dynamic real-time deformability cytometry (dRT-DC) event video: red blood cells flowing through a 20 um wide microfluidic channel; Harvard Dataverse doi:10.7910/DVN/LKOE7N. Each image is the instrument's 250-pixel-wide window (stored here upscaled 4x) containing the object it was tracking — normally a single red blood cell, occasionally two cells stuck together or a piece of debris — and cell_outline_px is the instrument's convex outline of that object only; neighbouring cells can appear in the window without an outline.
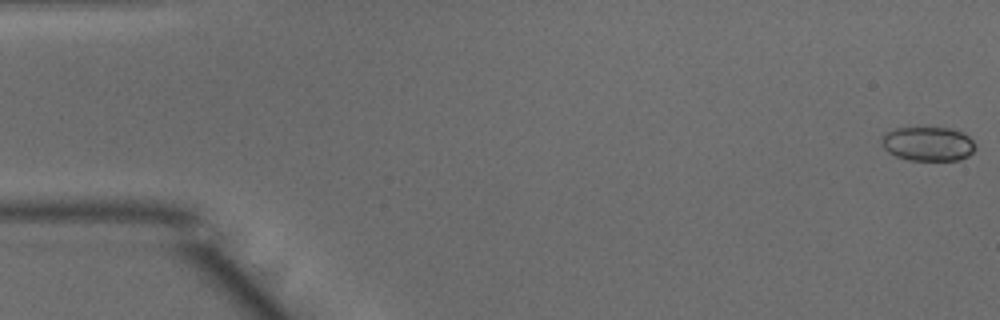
{"species": "common noctule bat (a hibernating species)", "species_latin": "Nyctalus noctula", "temperature_condition": "warm", "stored_images_in_passage": 50, "camera_frame_rate_fps": 3000, "um_per_image_px": 0.085, "animal": {"sex": "male", "body_mass_g": 15.6}, "frame": {"image": 1, "passage_image": 1, "time_ms": 0.0, "image_size_px": [1000, 320], "cell_outline_px": [[976, 148], [968, 156], [956, 160], [908, 160], [896, 156], [888, 152], [880, 144], [880, 140], [884, 132], [896, 128], [952, 128], [964, 132], [976, 144]], "centroid_in_image_um": [78.86, 12.22], "position_along_channel_um": 6.1, "area_um2": 18.9}}
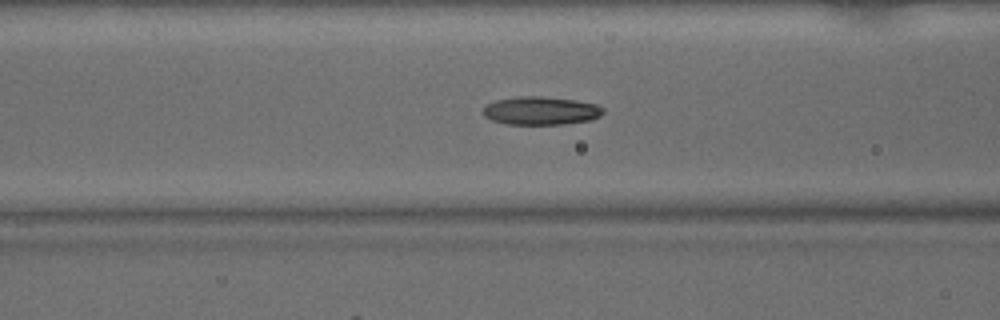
{"frame": {"image": 2, "passage_image": 20, "time_ms": 6.333, "image_size_px": [1000, 320], "cell_outline_px": [[604, 112], [600, 116], [592, 120], [564, 124], [508, 124], [492, 120], [484, 116], [480, 112], [488, 104], [496, 100], [516, 96], [540, 96], [576, 100], [596, 104], [604, 108]], "centroid_in_image_um": [45.98, 9.41], "position_along_channel_um": 120.6, "area_um2": 19.88}}
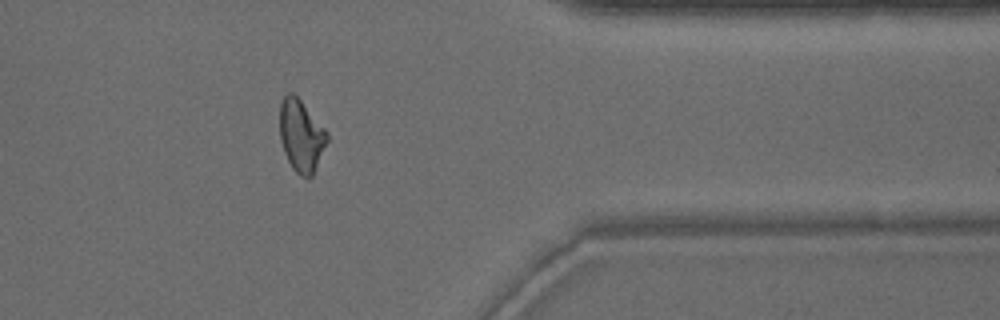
{"frame": {"image": 3, "passage_image": 41, "time_ms": 13.333, "image_size_px": [1000, 320], "cell_outline_px": [[328, 140], [312, 176], [308, 180], [300, 176], [292, 168], [284, 152], [280, 140], [280, 104], [284, 96], [288, 92], [292, 92], [300, 100], [328, 132]], "centroid_in_image_um": [25.59, 11.56], "position_along_channel_um": 385.8, "area_um2": 19.83}, "authors_computed_cell_mechanics": {"area_um2": 19.6809, "velocity_mm_per_s": 4.0343, "shape_relaxation_time_tau1_ms": 3.7335, "shape_relaxation_time_tau2_ms": 4.8599, "deformation_change_tau1": 0.134, "deformation_change_tau2": 0.1734}}